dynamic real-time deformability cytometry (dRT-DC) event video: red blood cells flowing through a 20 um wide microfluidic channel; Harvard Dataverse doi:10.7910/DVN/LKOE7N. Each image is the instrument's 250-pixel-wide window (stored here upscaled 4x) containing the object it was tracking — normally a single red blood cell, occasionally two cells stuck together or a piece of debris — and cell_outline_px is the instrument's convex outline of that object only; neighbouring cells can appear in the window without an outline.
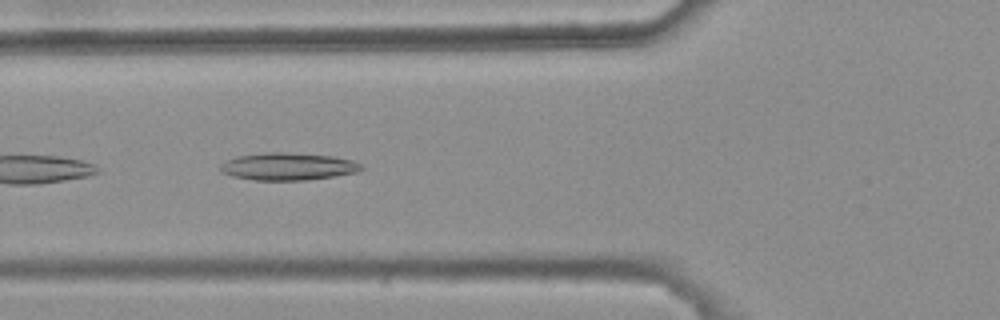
{"species": "common noctule bat (a hibernating species)", "species_latin": "Nyctalus noctula", "temperature_condition": "warm", "stored_images_in_passage": 6, "camera_frame_rate_fps": 3000, "um_per_image_px": 0.085, "animal": {"sex": "female", "body_mass_g": 25.1}, "frame": {"image": 1, "passage_image": 5, "time_ms": 1.333, "image_size_px": [1000, 320], "cell_outline_px": [[364, 168], [356, 172], [332, 176], [304, 180], [256, 180], [232, 176], [220, 172], [220, 164], [236, 156], [264, 152], [284, 152], [332, 156], [352, 160], [364, 164]], "centroid_in_image_um": [24.47, 14.14], "position_along_channel_um": 101.3, "area_um2": 22.48}}